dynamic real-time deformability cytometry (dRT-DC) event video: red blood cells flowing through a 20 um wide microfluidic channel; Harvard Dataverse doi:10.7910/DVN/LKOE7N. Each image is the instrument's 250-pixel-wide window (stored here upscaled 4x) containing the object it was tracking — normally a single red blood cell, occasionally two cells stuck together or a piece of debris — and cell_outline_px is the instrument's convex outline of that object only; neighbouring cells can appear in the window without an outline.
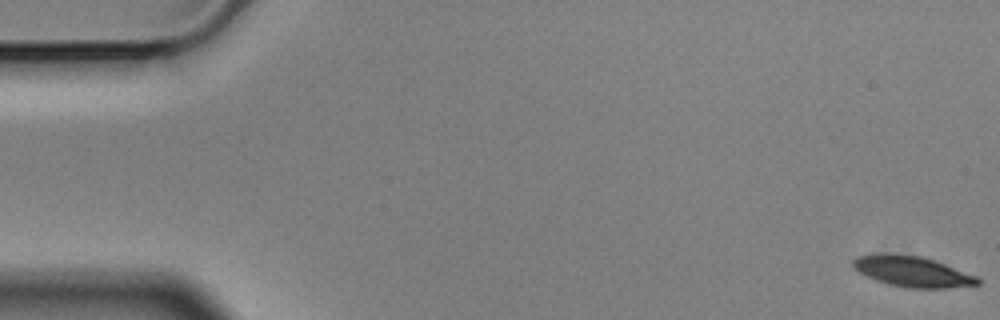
{"species": "Egyptian fruit bat (a non-hibernating species)", "species_latin": "Rousettus aegyptiacus", "temperature_condition": "cold", "stored_images_in_passage": 6, "camera_frame_rate_fps": 3000, "um_per_image_px": 0.085, "animal": {"sex": "male"}, "frame": {"image": 1, "passage_image": 1, "time_ms": 0.0, "image_size_px": [1000, 320], "cell_outline_px": [[980, 284], [948, 288], [908, 288], [888, 284], [876, 280], [860, 272], [852, 264], [852, 260], [856, 256], [872, 252], [892, 252], [920, 256], [944, 264], [976, 276], [980, 280]], "centroid_in_image_um": [77.48, 23.05], "position_along_channel_um": 7.5, "area_um2": 22.37}}
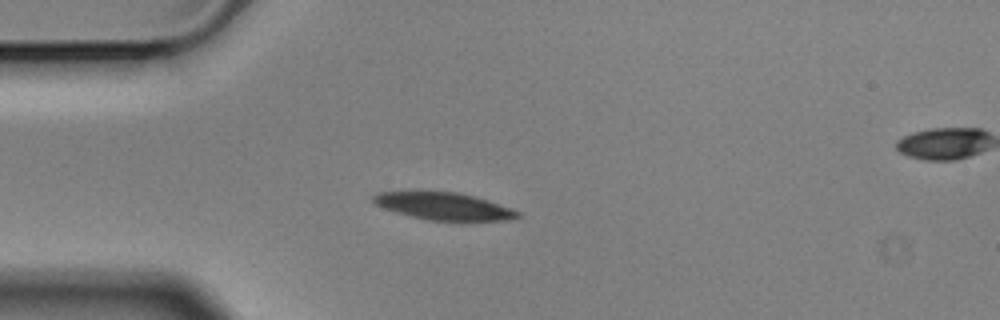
{"frame": {"image": 2, "passage_image": 5, "time_ms": 1.333, "image_size_px": [1000, 320], "cell_outline_px": [[520, 216], [508, 220], [460, 224], [428, 220], [396, 212], [384, 208], [376, 204], [372, 200], [372, 196], [380, 192], [420, 188], [456, 192], [476, 196], [520, 212]], "centroid_in_image_um": [37.71, 17.53], "position_along_channel_um": 47.3, "area_um2": 24.68}}